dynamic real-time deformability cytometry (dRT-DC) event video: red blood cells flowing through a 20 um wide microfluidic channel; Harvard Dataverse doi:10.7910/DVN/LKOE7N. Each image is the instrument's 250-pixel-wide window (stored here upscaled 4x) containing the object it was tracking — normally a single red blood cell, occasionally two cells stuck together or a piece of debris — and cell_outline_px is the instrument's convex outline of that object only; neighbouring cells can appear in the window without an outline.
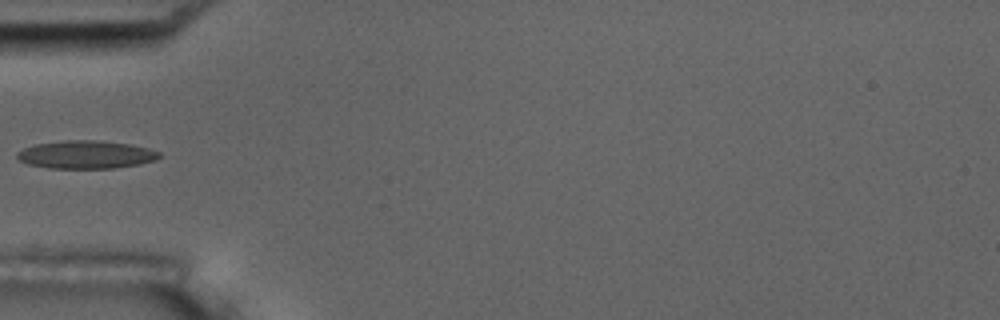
{"species": "common noctule bat (a hibernating species)", "species_latin": "Nyctalus noctula", "temperature_condition": "room temperature", "stored_images_in_passage": 6, "camera_frame_rate_fps": 3000, "um_per_image_px": 0.085, "animal": {"sex": "male", "body_mass_g": 17.5, "forearm_length_mm": 52.3}, "frame": {"image": 1, "passage_image": 5, "time_ms": 4.667, "image_size_px": [1000, 320], "cell_outline_px": [[160, 156], [156, 160], [140, 164], [112, 168], [48, 168], [28, 164], [20, 160], [16, 156], [16, 152], [32, 144], [64, 140], [96, 140], [128, 144], [148, 148], [160, 152]], "centroid_in_image_um": [7.28, 13.14], "position_along_channel_um": 77.7, "area_um2": 23.24}}